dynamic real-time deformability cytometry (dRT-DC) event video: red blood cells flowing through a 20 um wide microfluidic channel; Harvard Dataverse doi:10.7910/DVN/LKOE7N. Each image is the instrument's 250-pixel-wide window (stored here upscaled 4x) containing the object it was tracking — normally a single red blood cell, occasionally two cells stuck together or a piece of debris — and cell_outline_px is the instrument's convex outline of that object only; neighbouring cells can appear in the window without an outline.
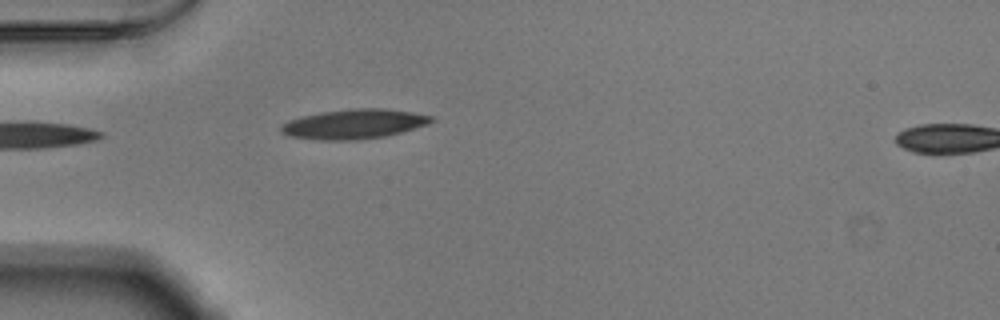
{"species": "Egyptian fruit bat (a non-hibernating species)", "species_latin": "Rousettus aegyptiacus", "temperature_condition": "warm", "stored_images_in_passage": 38, "camera_frame_rate_fps": 3000, "um_per_image_px": 0.085, "animal": {"sex": "male"}, "frame": {"image": 1, "passage_image": 1, "time_ms": 0.0, "image_size_px": [1000, 320], "cell_outline_px": [[436, 120], [428, 124], [404, 132], [384, 136], [356, 140], [320, 140], [288, 136], [280, 132], [280, 124], [288, 120], [300, 116], [320, 112], [356, 108], [380, 108], [412, 112], [436, 116]], "centroid_in_image_um": [30.09, 10.54], "position_along_channel_um": 54.9, "area_um2": 26.3}}
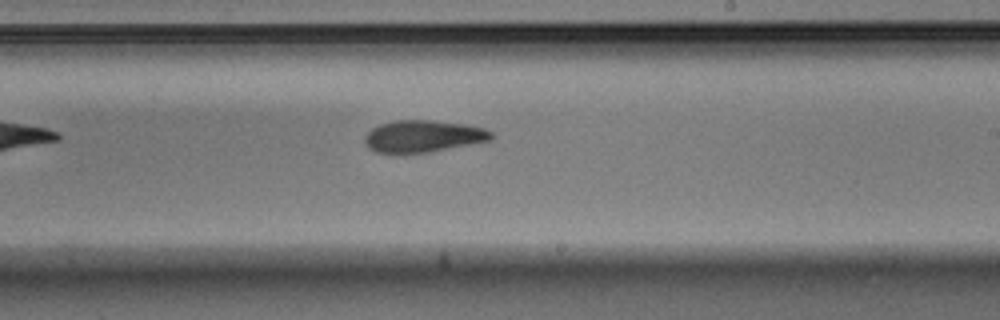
{"frame": {"image": 2, "passage_image": 17, "time_ms": 5.333, "image_size_px": [1000, 320], "cell_outline_px": [[492, 140], [428, 152], [376, 152], [368, 148], [364, 140], [364, 136], [372, 128], [380, 124], [396, 120], [432, 120], [464, 124], [484, 128], [492, 132]], "centroid_in_image_um": [35.96, 11.56], "position_along_channel_um": 253.0, "area_um2": 23.29}}
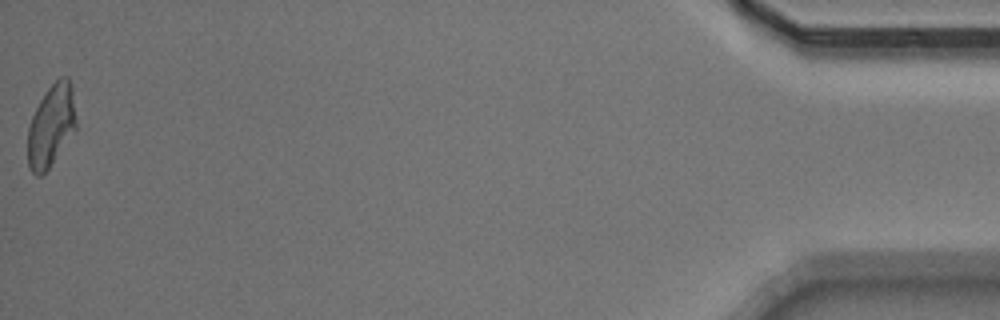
{"frame": {"image": 3, "passage_image": 38, "time_ms": 12.333, "image_size_px": [1000, 320], "cell_outline_px": [[76, 128], [48, 168], [40, 176], [36, 176], [28, 168], [28, 128], [32, 116], [40, 100], [48, 88], [60, 76], [68, 76], [72, 84], [76, 120]], "centroid_in_image_um": [4.35, 10.65], "position_along_channel_um": 430.9, "area_um2": 22.95}, "authors_computed_cell_mechanics": {"area_um2": 23.7847, "velocity_mm_per_s": 3.8602, "shape_relaxation_time_tau1_ms": 7.9102, "shape_relaxation_time_tau2_ms": 3.7555, "deformation_change_tau1": 0.2002, "deformation_change_tau2": 0.1176}}